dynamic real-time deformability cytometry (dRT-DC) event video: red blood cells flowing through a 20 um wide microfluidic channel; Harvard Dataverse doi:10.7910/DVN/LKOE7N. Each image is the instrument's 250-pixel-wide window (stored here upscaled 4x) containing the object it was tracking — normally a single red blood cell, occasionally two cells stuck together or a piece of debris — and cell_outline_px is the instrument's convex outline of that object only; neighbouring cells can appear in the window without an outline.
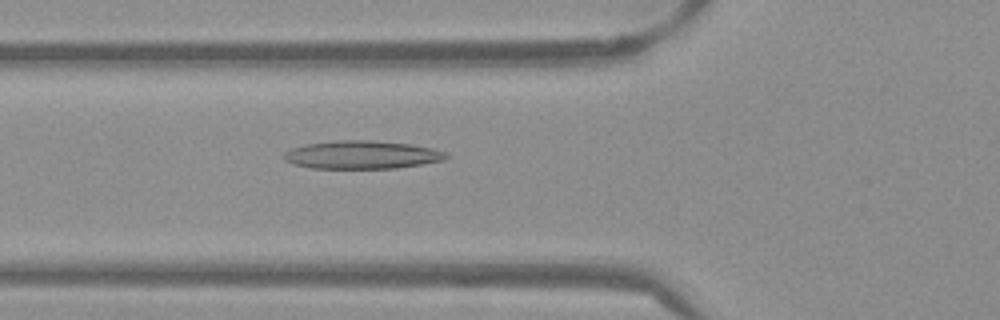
{"species": "Egyptian fruit bat (a non-hibernating species)", "species_latin": "Rousettus aegyptiacus", "temperature_condition": "warm", "stored_images_in_passage": 44, "camera_frame_rate_fps": 3000, "um_per_image_px": 0.085, "frame": {"image": 1, "passage_image": 11, "time_ms": 3.333, "image_size_px": [1000, 320], "cell_outline_px": [[452, 156], [444, 160], [396, 168], [312, 168], [292, 164], [284, 160], [280, 156], [284, 152], [292, 148], [304, 144], [336, 140], [372, 140], [408, 144], [432, 148], [448, 152]], "centroid_in_image_um": [30.74, 13.15], "position_along_channel_um": 95.1, "area_um2": 26.82}}
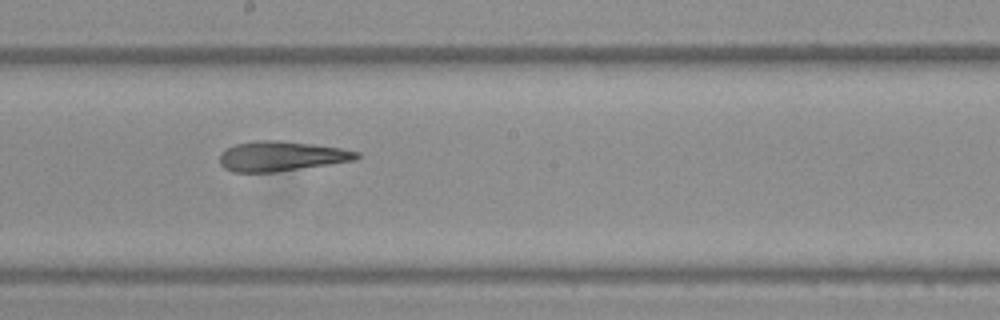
{"frame": {"image": 2, "passage_image": 21, "time_ms": 6.667, "image_size_px": [1000, 320], "cell_outline_px": [[360, 156], [356, 160], [276, 172], [232, 172], [224, 168], [220, 164], [220, 152], [236, 144], [252, 140], [284, 140], [340, 148], [360, 152]], "centroid_in_image_um": [23.89, 13.27], "position_along_channel_um": 224.3, "area_um2": 23.99}}
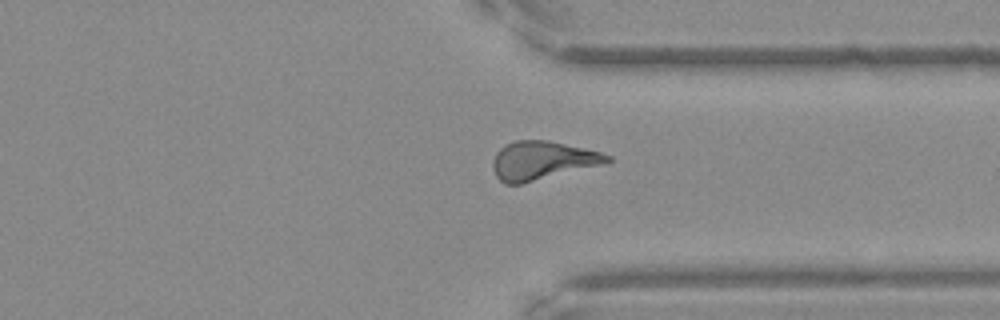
{"frame": {"image": 3, "passage_image": 32, "time_ms": 10.333, "image_size_px": [1000, 320], "cell_outline_px": [[612, 160], [604, 164], [520, 184], [504, 184], [496, 176], [492, 168], [492, 164], [496, 152], [504, 144], [516, 140], [548, 140], [584, 148], [600, 152], [612, 156]], "centroid_in_image_um": [46.07, 13.63], "position_along_channel_um": 365.3, "area_um2": 25.66}, "authors_computed_cell_mechanics": {"area_um2": 24.9407, "velocity_mm_per_s": 3.8617, "shape_relaxation_time_tau1_ms": null, "shape_relaxation_time_tau2_ms": 3.2716, "deformation_change_tau1": null, "deformation_change_tau2": 0.1491}}